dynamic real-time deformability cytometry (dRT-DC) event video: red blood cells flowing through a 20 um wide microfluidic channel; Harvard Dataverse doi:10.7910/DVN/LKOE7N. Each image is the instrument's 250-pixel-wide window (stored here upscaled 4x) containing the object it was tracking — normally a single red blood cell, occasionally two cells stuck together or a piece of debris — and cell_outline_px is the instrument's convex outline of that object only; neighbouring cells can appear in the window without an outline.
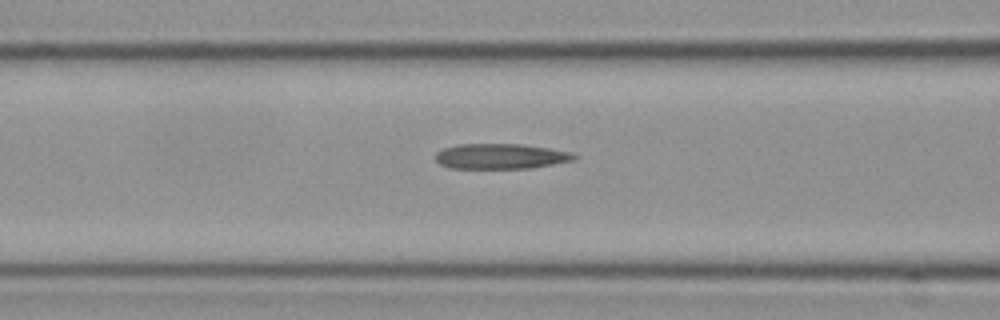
{"species": "Egyptian fruit bat (a non-hibernating species)", "species_latin": "Rousettus aegyptiacus", "temperature_condition": "cold", "stored_images_in_passage": 18, "camera_frame_rate_fps": 3000, "um_per_image_px": 0.085, "frame": {"image": 1, "passage_image": 16, "time_ms": 5.0, "image_size_px": [1000, 320], "cell_outline_px": [[576, 156], [572, 160], [552, 164], [528, 168], [448, 168], [440, 164], [436, 160], [436, 152], [444, 148], [460, 144], [524, 144], [572, 152]], "centroid_in_image_um": [42.52, 13.28], "position_along_channel_um": 124.1, "area_um2": 20.23}}